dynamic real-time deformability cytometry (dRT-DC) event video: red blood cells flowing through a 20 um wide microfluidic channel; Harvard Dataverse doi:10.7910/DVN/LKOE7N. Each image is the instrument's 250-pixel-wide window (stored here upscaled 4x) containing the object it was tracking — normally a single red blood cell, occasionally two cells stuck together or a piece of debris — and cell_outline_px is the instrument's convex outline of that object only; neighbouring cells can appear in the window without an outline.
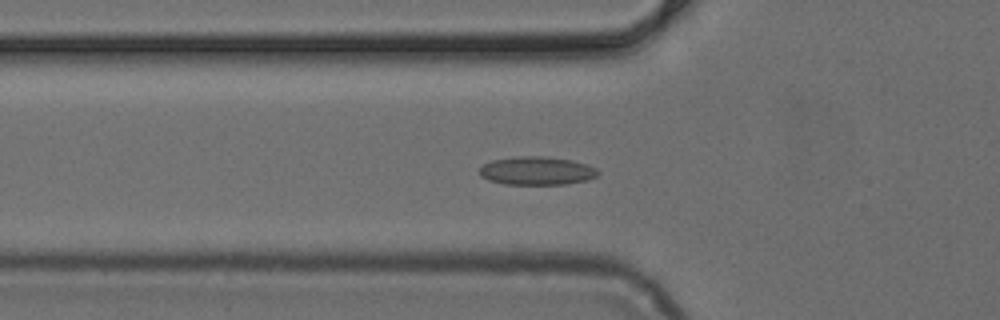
{"species": "common noctule bat (a hibernating species)", "species_latin": "Nyctalus noctula", "temperature_condition": "cold", "stored_images_in_passage": 34, "camera_frame_rate_fps": 3000, "um_per_image_px": 0.085, "animal": {"sex": "female", "body_mass_g": 24.6, "forearm_length_mm": 56.2}, "frame": {"image": 1, "passage_image": 18, "time_ms": 5.667, "image_size_px": [1000, 320], "cell_outline_px": [[600, 172], [596, 176], [588, 180], [564, 184], [504, 184], [488, 180], [480, 176], [480, 168], [484, 164], [492, 160], [516, 156], [544, 156], [572, 160], [588, 164], [596, 168]], "centroid_in_image_um": [45.64, 14.51], "position_along_channel_um": 80.2, "area_um2": 19.65}}
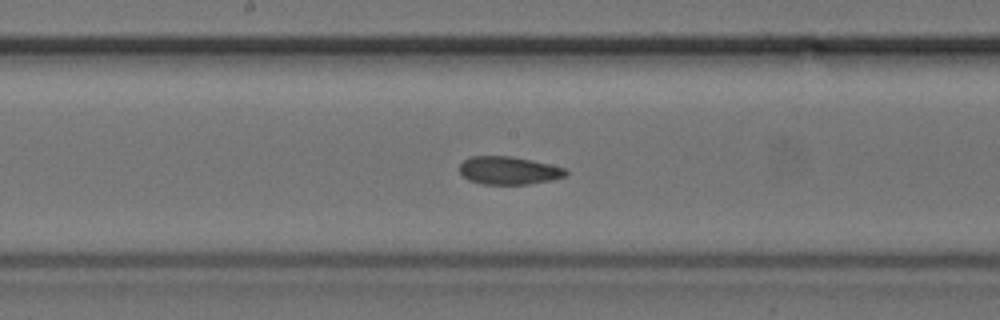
{"frame": {"image": 2, "passage_image": 27, "time_ms": 8.667, "image_size_px": [1000, 320], "cell_outline_px": [[568, 172], [564, 176], [552, 180], [528, 184], [484, 184], [468, 180], [460, 172], [460, 164], [464, 160], [472, 156], [512, 156], [532, 160], [564, 168]], "centroid_in_image_um": [43.23, 14.49], "position_along_channel_um": 205.0, "area_um2": 17.17}}
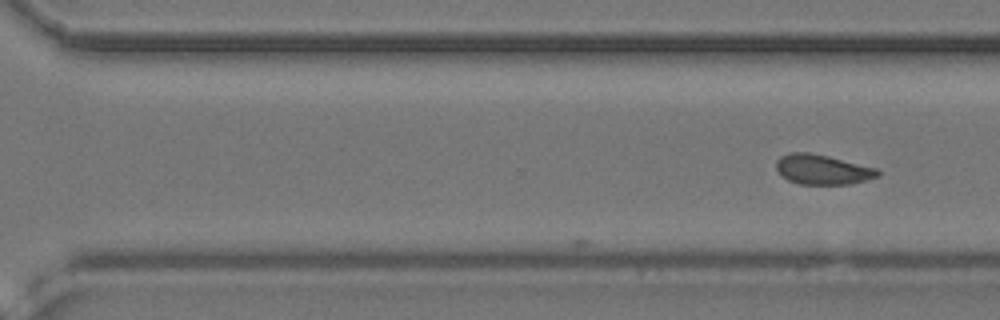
{"frame": {"image": 3, "passage_image": 34, "time_ms": 11.0, "image_size_px": [1000, 320], "cell_outline_px": [[880, 176], [868, 180], [852, 184], [800, 184], [788, 180], [776, 168], [776, 160], [780, 156], [792, 152], [808, 152], [828, 156], [876, 168], [880, 172]], "centroid_in_image_um": [69.93, 14.41], "position_along_channel_um": 300.7, "area_um2": 17.63}}